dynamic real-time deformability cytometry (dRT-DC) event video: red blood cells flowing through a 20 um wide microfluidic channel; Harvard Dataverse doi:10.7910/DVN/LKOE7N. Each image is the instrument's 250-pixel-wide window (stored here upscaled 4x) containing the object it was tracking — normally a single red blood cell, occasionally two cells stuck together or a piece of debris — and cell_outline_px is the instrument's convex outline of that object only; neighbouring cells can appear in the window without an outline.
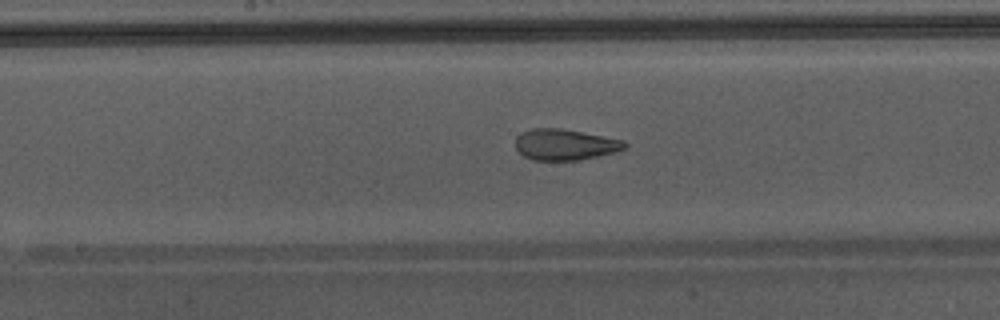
{"species": "Egyptian fruit bat (a non-hibernating species)", "species_latin": "Rousettus aegyptiacus", "temperature_condition": "warm", "stored_images_in_passage": 43, "camera_frame_rate_fps": 3000, "um_per_image_px": 0.085, "animal": {"sex": "male"}, "frame": {"image": 1, "passage_image": 25, "time_ms": 8.0, "image_size_px": [1000, 320], "cell_outline_px": [[628, 148], [616, 152], [580, 160], [532, 160], [524, 156], [516, 148], [516, 136], [520, 132], [532, 128], [560, 128], [624, 140], [628, 144]], "centroid_in_image_um": [48.04, 12.29], "position_along_channel_um": 200.2, "area_um2": 19.88}}